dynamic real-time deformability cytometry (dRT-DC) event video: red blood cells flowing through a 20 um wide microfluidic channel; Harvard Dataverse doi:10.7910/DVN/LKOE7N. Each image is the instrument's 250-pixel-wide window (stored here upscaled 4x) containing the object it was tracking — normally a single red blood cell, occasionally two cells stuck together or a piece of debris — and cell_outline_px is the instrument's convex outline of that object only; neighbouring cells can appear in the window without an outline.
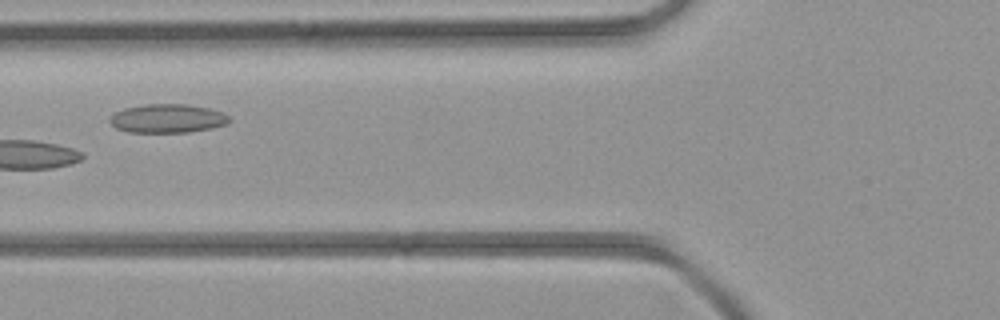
{"species": "common noctule bat (a hibernating species)", "species_latin": "Nyctalus noctula", "temperature_condition": "room temperature", "stored_images_in_passage": 3, "camera_frame_rate_fps": 3000, "um_per_image_px": 0.085, "animal": {"sex": "female", "body_mass_g": 21.9}, "frame": {"image": 1, "passage_image": 3, "time_ms": 2.333, "image_size_px": [1000, 320], "cell_outline_px": [[232, 120], [228, 124], [212, 128], [188, 132], [128, 132], [116, 128], [108, 120], [116, 112], [124, 108], [144, 104], [188, 104], [208, 108], [224, 112]], "centroid_in_image_um": [14.28, 10.06], "position_along_channel_um": 111.5, "area_um2": 20.11}}